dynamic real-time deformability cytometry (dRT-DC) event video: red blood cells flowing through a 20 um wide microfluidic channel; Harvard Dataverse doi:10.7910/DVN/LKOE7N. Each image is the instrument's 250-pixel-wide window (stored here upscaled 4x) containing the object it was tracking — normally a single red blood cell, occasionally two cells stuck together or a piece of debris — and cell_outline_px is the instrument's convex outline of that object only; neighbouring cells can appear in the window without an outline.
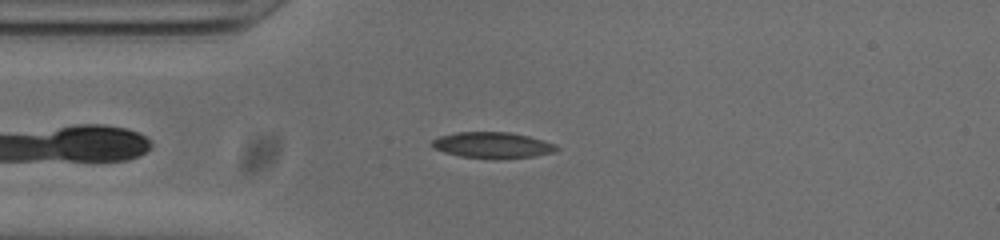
{"species": "common noctule bat (a hibernating species)", "species_latin": "Nyctalus noctula", "temperature_condition": "cold", "stored_images_in_passage": 40, "camera_frame_rate_fps": 3000, "um_per_image_px": 0.085, "animal": {"sex": "male", "body_mass_g": 20.0, "forearm_length_mm": 53.3}, "frame": {"image": 1, "passage_image": 6, "time_ms": 1.667, "image_size_px": [1000, 240], "cell_outline_px": [[560, 148], [556, 152], [532, 156], [500, 160], [496, 160], [460, 156], [444, 152], [432, 148], [432, 140], [440, 136], [456, 132], [508, 132], [528, 136], [544, 140], [556, 144]], "centroid_in_image_um": [41.89, 12.35], "position_along_channel_um": 43.1, "area_um2": 19.19}}
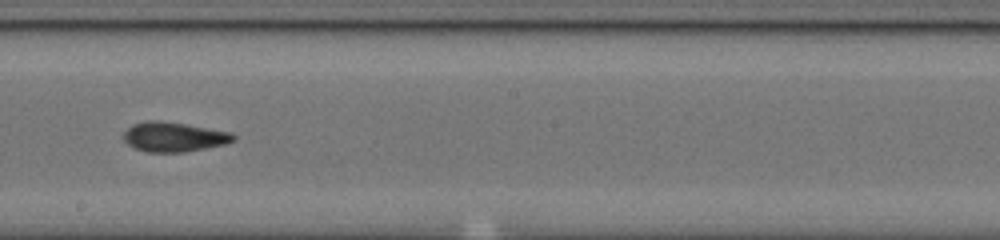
{"frame": {"image": 2, "passage_image": 22, "time_ms": 7.0, "image_size_px": [1000, 240], "cell_outline_px": [[236, 140], [224, 144], [184, 152], [148, 152], [132, 148], [124, 140], [124, 132], [132, 124], [148, 120], [160, 120], [232, 132], [236, 136]], "centroid_in_image_um": [14.76, 11.63], "position_along_channel_um": 233.4, "area_um2": 18.96}}
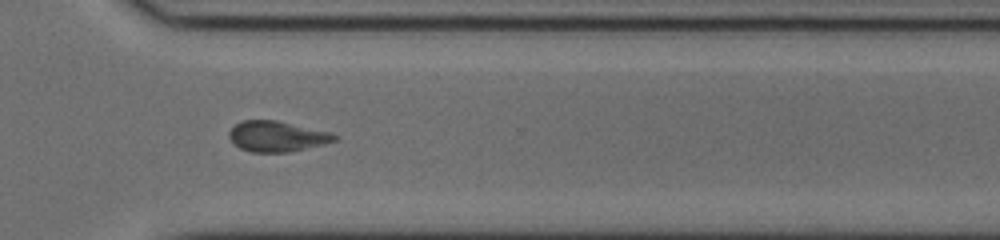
{"frame": {"image": 3, "passage_image": 31, "time_ms": 10.0, "image_size_px": [1000, 240], "cell_outline_px": [[336, 140], [324, 144], [288, 152], [252, 152], [240, 148], [232, 144], [228, 136], [228, 132], [236, 124], [244, 120], [276, 120], [328, 132], [336, 136]], "centroid_in_image_um": [23.47, 11.59], "position_along_channel_um": 347.1, "area_um2": 18.55}, "authors_computed_cell_mechanics": {"area_um2": 18.6116, "velocity_mm_per_s": 3.7782, "shape_relaxation_time_tau1_ms": 6.9225, "shape_relaxation_time_tau2_ms": 3.2248, "deformation_change_tau1": 0.1693, "deformation_change_tau2": 0.0976}}